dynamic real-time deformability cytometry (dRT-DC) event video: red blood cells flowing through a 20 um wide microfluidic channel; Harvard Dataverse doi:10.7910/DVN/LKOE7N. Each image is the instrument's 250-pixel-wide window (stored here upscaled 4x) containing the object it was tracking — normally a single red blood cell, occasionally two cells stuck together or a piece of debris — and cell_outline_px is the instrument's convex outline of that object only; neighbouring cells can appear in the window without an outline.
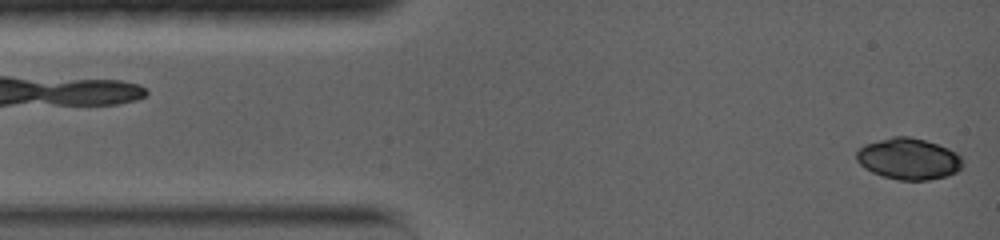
{"species": "common noctule bat (a hibernating species)", "species_latin": "Nyctalus noctula", "temperature_condition": "warm", "stored_images_in_passage": 15, "camera_frame_rate_fps": 5000, "um_per_image_px": 0.085, "animal": {"sex": "female", "body_mass_g": 19.0, "forearm_length_mm": 56.7}, "frame": {"image": 1, "passage_image": 1, "time_ms": 0.0, "image_size_px": [1000, 240], "cell_outline_px": [[964, 164], [956, 172], [948, 176], [928, 180], [900, 180], [884, 176], [872, 172], [864, 168], [856, 160], [856, 152], [864, 144], [892, 136], [908, 136], [924, 140], [948, 148], [956, 152], [964, 160]], "centroid_in_image_um": [77.24, 13.5], "position_along_channel_um": 7.8, "area_um2": 25.66}}
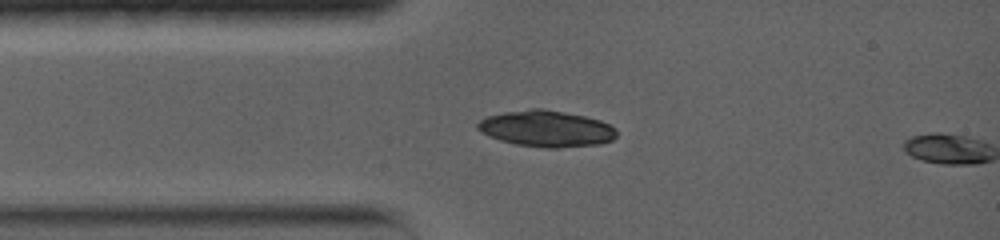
{"frame": {"image": 2, "passage_image": 14, "time_ms": 2.6, "image_size_px": [1000, 240], "cell_outline_px": [[616, 136], [612, 140], [600, 144], [560, 148], [548, 148], [516, 144], [500, 140], [488, 136], [480, 132], [476, 128], [476, 124], [480, 120], [488, 116], [504, 112], [532, 108], [544, 108], [584, 116], [600, 120], [616, 128]], "centroid_in_image_um": [46.43, 10.93], "position_along_channel_um": 38.6, "area_um2": 29.48}}